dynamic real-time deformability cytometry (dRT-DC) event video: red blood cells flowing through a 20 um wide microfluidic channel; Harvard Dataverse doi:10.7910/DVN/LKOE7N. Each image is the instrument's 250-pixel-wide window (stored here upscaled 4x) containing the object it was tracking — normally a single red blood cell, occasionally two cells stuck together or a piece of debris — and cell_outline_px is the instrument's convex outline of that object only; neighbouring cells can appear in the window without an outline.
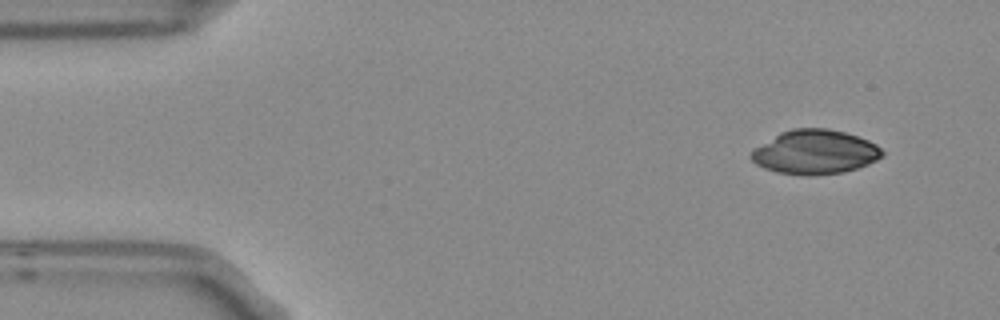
{"species": "Egyptian fruit bat (a non-hibernating species)", "species_latin": "Rousettus aegyptiacus", "temperature_condition": "room temperature", "stored_images_in_passage": 3, "camera_frame_rate_fps": 3000, "um_per_image_px": 0.085, "frame": {"image": 1, "passage_image": 1, "time_ms": 0.0, "image_size_px": [1000, 320], "cell_outline_px": [[884, 156], [868, 164], [844, 172], [808, 176], [804, 176], [776, 172], [764, 168], [756, 164], [748, 156], [756, 148], [780, 132], [792, 128], [828, 128], [844, 132], [868, 140], [876, 144], [884, 152]], "centroid_in_image_um": [69.28, 12.93], "position_along_channel_um": 15.7, "area_um2": 33.76}}